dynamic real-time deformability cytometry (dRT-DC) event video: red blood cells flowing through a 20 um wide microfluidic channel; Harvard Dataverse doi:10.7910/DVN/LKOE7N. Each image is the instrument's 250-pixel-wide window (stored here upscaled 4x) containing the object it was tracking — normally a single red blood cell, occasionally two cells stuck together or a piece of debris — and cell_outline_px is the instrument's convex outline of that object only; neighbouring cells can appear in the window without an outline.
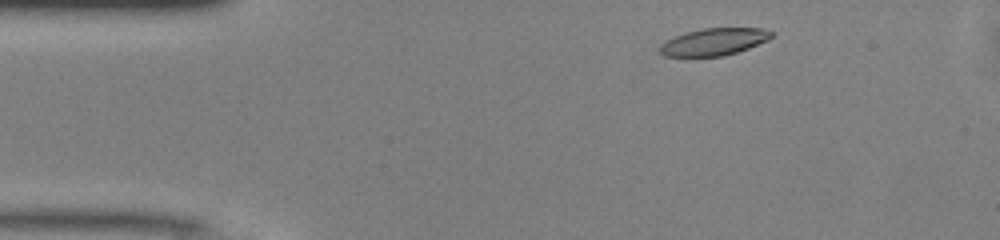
{"species": "common noctule bat (a hibernating species)", "species_latin": "Nyctalus noctula", "temperature_condition": "warm", "stored_images_in_passage": 34, "camera_frame_rate_fps": 3000, "um_per_image_px": 0.085, "animal": {"sex": "male", "body_mass_g": 13.0, "forearm_length_mm": 53.1}, "frame": {"image": 1, "passage_image": 3, "time_ms": 0.667, "image_size_px": [1000, 240], "cell_outline_px": [[776, 32], [768, 40], [748, 48], [724, 56], [664, 56], [660, 52], [660, 44], [676, 36], [688, 32], [704, 28], [764, 28]], "centroid_in_image_um": [60.74, 3.55], "position_along_channel_um": 24.3, "area_um2": 17.51}}
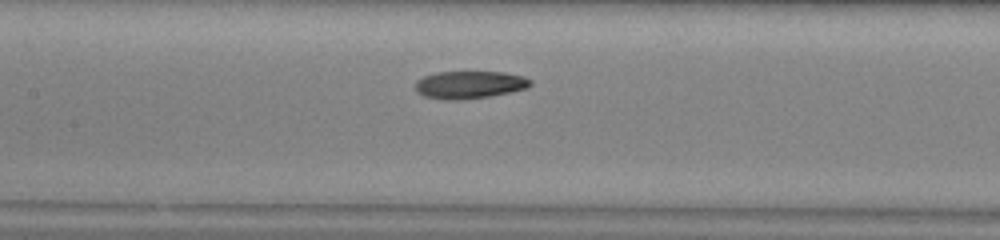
{"frame": {"image": 2, "passage_image": 18, "time_ms": 5.667, "image_size_px": [1000, 240], "cell_outline_px": [[532, 84], [528, 88], [488, 96], [460, 100], [448, 100], [424, 96], [416, 92], [416, 80], [424, 76], [436, 72], [504, 72], [524, 76], [532, 80]], "centroid_in_image_um": [39.91, 7.19], "position_along_channel_um": 167.5, "area_um2": 18.5}}
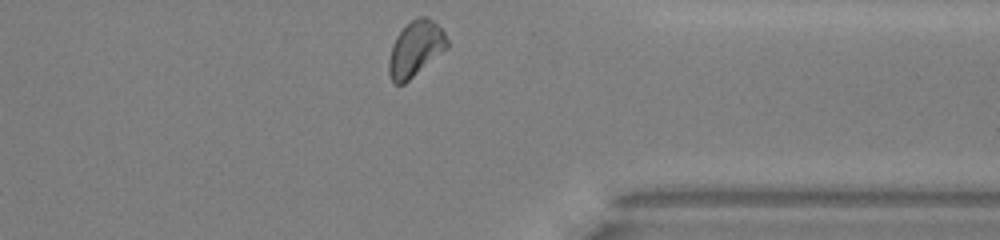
{"frame": {"image": 3, "passage_image": 34, "time_ms": 11.0, "image_size_px": [1000, 240], "cell_outline_px": [[448, 48], [404, 84], [396, 84], [392, 80], [388, 72], [388, 60], [392, 44], [396, 36], [416, 16], [428, 16], [444, 32], [448, 40]], "centroid_in_image_um": [35.32, 4.14], "position_along_channel_um": 376.1, "area_um2": 18.79}, "authors_computed_cell_mechanics": {"area_um2": 18.7561, "velocity_mm_per_s": 4.0898, "shape_relaxation_time_tau1_ms": 6.3506, "shape_relaxation_time_tau2_ms": 4.4162, "deformation_change_tau1": 0.1702, "deformation_change_tau2": 0.1039}}